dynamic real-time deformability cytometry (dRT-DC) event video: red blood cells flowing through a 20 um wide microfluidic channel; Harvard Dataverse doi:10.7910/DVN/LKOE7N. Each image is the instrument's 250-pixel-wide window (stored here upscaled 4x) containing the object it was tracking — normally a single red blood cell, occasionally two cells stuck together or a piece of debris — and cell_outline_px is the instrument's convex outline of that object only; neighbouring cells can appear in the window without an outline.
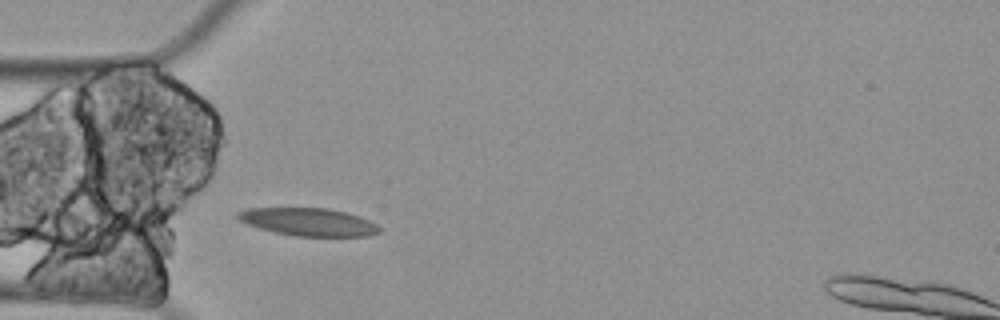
{"species": "Egyptian fruit bat (a non-hibernating species)", "species_latin": "Rousettus aegyptiacus", "temperature_condition": "cold", "stored_images_in_passage": 4, "camera_frame_rate_fps": 3000, "um_per_image_px": 0.085, "animal": {"sex": "female"}, "frame": {"image": 1, "passage_image": 3, "time_ms": 0.667, "image_size_px": [1000, 320], "cell_outline_px": [[380, 232], [368, 236], [292, 236], [260, 228], [248, 224], [240, 220], [236, 216], [236, 212], [248, 208], [324, 208], [344, 212], [368, 220], [376, 224], [380, 228]], "centroid_in_image_um": [26.19, 18.87], "position_along_channel_um": 58.8, "area_um2": 22.66}}